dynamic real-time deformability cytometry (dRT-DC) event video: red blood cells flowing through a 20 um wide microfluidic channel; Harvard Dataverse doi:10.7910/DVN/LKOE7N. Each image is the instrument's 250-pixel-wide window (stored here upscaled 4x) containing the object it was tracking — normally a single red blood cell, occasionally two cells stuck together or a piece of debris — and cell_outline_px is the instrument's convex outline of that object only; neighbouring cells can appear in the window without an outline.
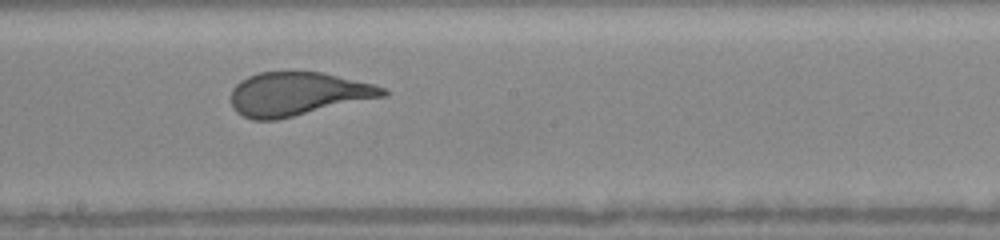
{"species": "human", "species_latin": "Homo sapiens", "temperature_condition": "warm", "stored_images_in_passage": 29, "camera_frame_rate_fps": 3000, "um_per_image_px": 0.085, "donor": {"sex": "female"}, "frame": {"image": 1, "passage_image": 17, "time_ms": 6.667, "image_size_px": [1000, 240], "cell_outline_px": [[388, 96], [276, 120], [252, 120], [236, 112], [232, 108], [232, 88], [240, 80], [248, 76], [260, 72], [320, 72], [372, 84], [384, 88], [388, 92]], "centroid_in_image_um": [25.29, 8.0], "position_along_channel_um": 222.9, "area_um2": 38.44}, "authors_computed_cell_mechanics": {"area_um2": 39.5352, "velocity_mm_per_s": 4.1144, "shape_relaxation_time_tau1_ms": 3.5245, "shape_relaxation_time_tau2_ms": null, "deformation_change_tau1": 0.191, "deformation_change_tau2": null}}